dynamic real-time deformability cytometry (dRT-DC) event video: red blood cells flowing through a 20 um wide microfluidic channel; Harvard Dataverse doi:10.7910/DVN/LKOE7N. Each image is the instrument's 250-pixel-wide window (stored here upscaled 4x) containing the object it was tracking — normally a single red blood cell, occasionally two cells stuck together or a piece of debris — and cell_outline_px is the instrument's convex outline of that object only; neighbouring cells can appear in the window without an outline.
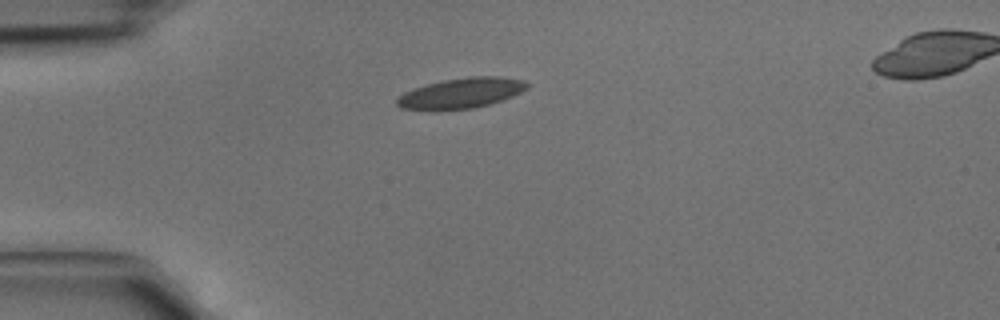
{"species": "common noctule bat (a hibernating species)", "species_latin": "Nyctalus noctula", "temperature_condition": "cold", "stored_images_in_passage": 2, "camera_frame_rate_fps": 3000, "um_per_image_px": 0.085, "animal": {"sex": "male", "body_mass_g": 15.6}, "frame": {"image": 1, "passage_image": 1, "time_ms": 0.0, "image_size_px": [1000, 320], "cell_outline_px": [[528, 88], [512, 96], [488, 104], [472, 108], [432, 112], [400, 108], [396, 104], [396, 100], [404, 92], [428, 84], [444, 80], [468, 76], [500, 76], [524, 80], [528, 84]], "centroid_in_image_um": [39.16, 7.94], "position_along_channel_um": 45.8, "area_um2": 23.24}}